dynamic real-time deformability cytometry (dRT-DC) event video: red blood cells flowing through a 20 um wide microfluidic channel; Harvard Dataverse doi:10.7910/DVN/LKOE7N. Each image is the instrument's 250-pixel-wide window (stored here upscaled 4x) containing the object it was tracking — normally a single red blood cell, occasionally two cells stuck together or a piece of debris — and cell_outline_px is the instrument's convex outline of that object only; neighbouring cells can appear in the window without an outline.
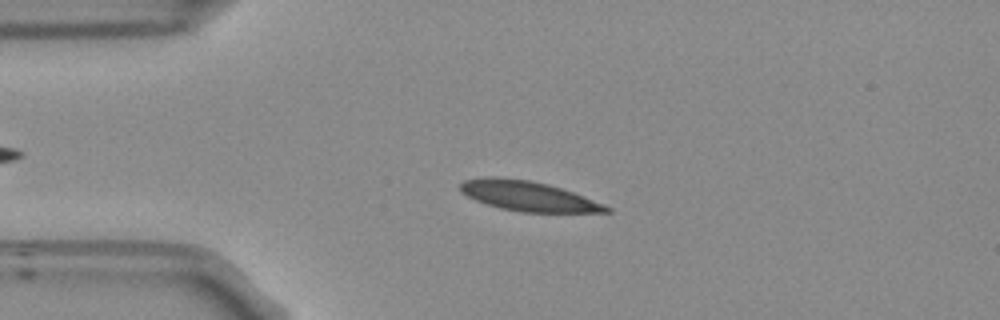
{"species": "Egyptian fruit bat (a non-hibernating species)", "species_latin": "Rousettus aegyptiacus", "temperature_condition": "room temperature", "stored_images_in_passage": 52, "camera_frame_rate_fps": 3000, "um_per_image_px": 0.085, "frame": {"image": 1, "passage_image": 11, "time_ms": 3.333, "image_size_px": [1000, 320], "cell_outline_px": [[612, 212], [520, 212], [500, 208], [476, 200], [460, 192], [460, 184], [464, 180], [488, 176], [496, 176], [528, 180], [548, 184], [584, 196], [604, 204], [612, 208]], "centroid_in_image_um": [44.89, 16.66], "position_along_channel_um": 40.1, "area_um2": 25.32}}
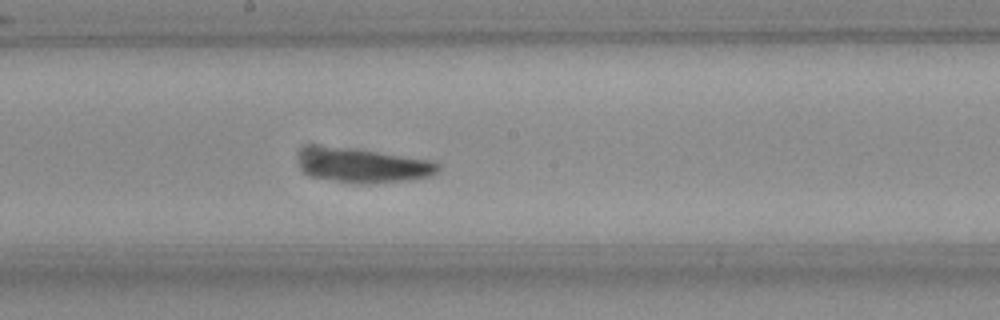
{"frame": {"image": 2, "passage_image": 27, "time_ms": 8.667, "image_size_px": [1000, 320], "cell_outline_px": [[440, 172], [432, 176], [412, 180], [368, 184], [356, 184], [328, 180], [312, 176], [300, 164], [300, 160], [304, 152], [308, 148], [344, 148], [376, 152], [432, 160], [440, 164]], "centroid_in_image_um": [31.04, 14.12], "position_along_channel_um": 217.2, "area_um2": 27.22}}
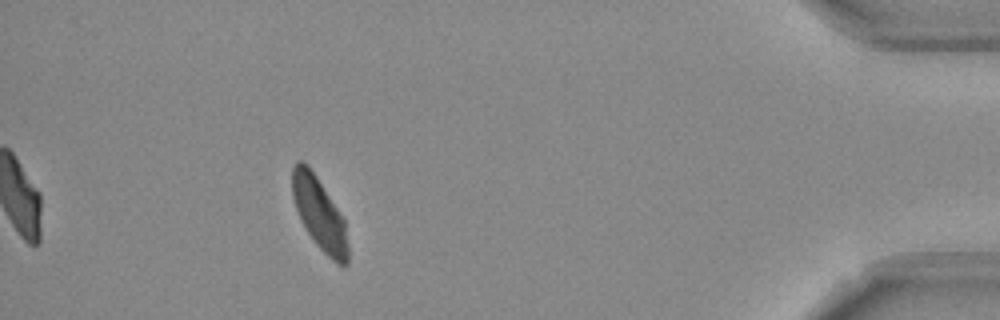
{"frame": {"image": 3, "passage_image": 47, "time_ms": 15.333, "image_size_px": [1000, 320], "cell_outline_px": [[348, 264], [344, 268], [332, 260], [316, 244], [300, 220], [292, 196], [292, 168], [296, 160], [300, 160], [316, 176], [344, 216], [348, 244]], "centroid_in_image_um": [27.17, 18.2], "position_along_channel_um": 408.0, "area_um2": 23.47}, "authors_computed_cell_mechanics": {"area_um2": 25.0274, "velocity_mm_per_s": 3.7488, "shape_relaxation_time_tau1_ms": 4.7237, "shape_relaxation_time_tau2_ms": 3.523, "deformation_change_tau1": 0.1397, "deformation_change_tau2": 0.0686}}